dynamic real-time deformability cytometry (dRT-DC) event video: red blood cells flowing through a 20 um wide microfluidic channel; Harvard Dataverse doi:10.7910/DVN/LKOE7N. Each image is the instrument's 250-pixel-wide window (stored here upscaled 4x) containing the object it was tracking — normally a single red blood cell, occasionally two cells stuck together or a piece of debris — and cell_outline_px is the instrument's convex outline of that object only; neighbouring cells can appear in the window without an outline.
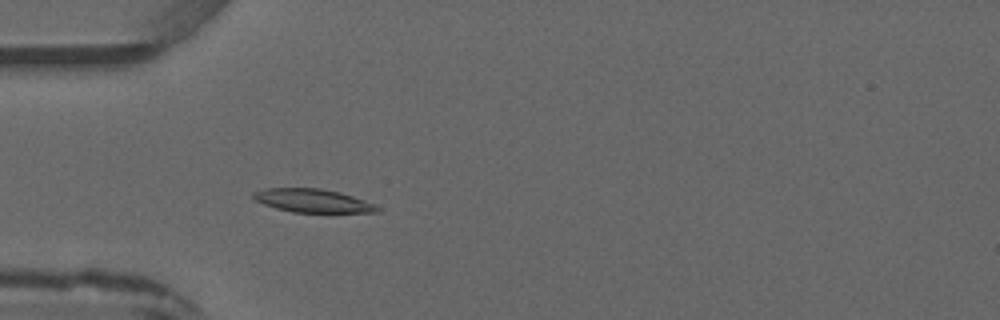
{"species": "common noctule bat (a hibernating species)", "species_latin": "Nyctalus noctula", "temperature_condition": "warm", "stored_images_in_passage": 2, "camera_frame_rate_fps": 3000, "um_per_image_px": 0.085, "animal": {"sex": "male", "forearm_length_mm": 52.5}, "frame": {"image": 1, "passage_image": 2, "time_ms": 1.0, "image_size_px": [1000, 320], "cell_outline_px": [[380, 212], [292, 212], [276, 208], [264, 204], [256, 200], [252, 196], [252, 192], [264, 188], [320, 188], [340, 192], [364, 200], [380, 208]], "centroid_in_image_um": [26.54, 17.05], "position_along_channel_um": 58.5, "area_um2": 16.76}}